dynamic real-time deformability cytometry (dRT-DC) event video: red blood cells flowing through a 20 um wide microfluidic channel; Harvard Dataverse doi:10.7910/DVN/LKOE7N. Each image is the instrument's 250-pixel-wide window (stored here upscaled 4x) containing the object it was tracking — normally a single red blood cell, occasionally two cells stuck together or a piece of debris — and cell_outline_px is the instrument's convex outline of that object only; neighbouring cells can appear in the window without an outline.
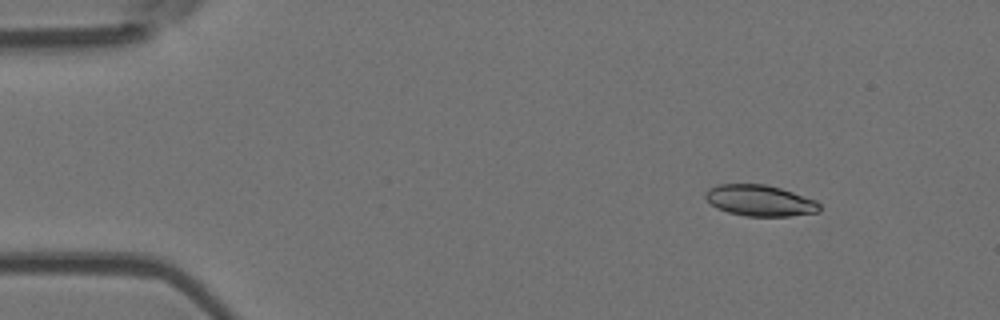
{"species": "Egyptian fruit bat (a non-hibernating species)", "species_latin": "Rousettus aegyptiacus", "temperature_condition": "room temperature", "stored_images_in_passage": 3, "camera_frame_rate_fps": 3000, "um_per_image_px": 0.085, "animal": {"sex": "female"}, "frame": {"image": 1, "passage_image": 1, "time_ms": 0.0, "image_size_px": [1000, 320], "cell_outline_px": [[820, 212], [788, 216], [744, 216], [728, 212], [716, 208], [704, 196], [704, 192], [708, 188], [716, 184], [764, 184], [780, 188], [816, 200], [820, 204]], "centroid_in_image_um": [64.57, 17.04], "position_along_channel_um": 20.4, "area_um2": 20.75}}
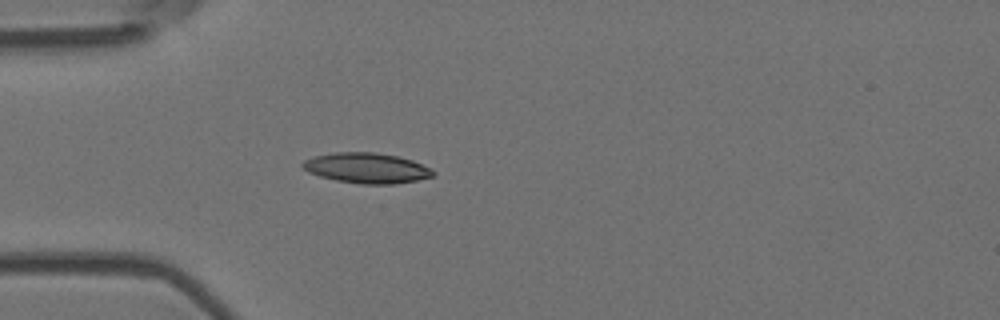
{"frame": {"image": 2, "passage_image": 3, "time_ms": 0.667, "image_size_px": [1000, 320], "cell_outline_px": [[436, 172], [432, 176], [416, 180], [396, 184], [360, 184], [336, 180], [320, 176], [308, 172], [300, 164], [304, 160], [316, 156], [336, 152], [376, 152], [400, 156], [412, 160], [432, 168]], "centroid_in_image_um": [31.2, 14.28], "position_along_channel_um": 53.8, "area_um2": 23.12}}